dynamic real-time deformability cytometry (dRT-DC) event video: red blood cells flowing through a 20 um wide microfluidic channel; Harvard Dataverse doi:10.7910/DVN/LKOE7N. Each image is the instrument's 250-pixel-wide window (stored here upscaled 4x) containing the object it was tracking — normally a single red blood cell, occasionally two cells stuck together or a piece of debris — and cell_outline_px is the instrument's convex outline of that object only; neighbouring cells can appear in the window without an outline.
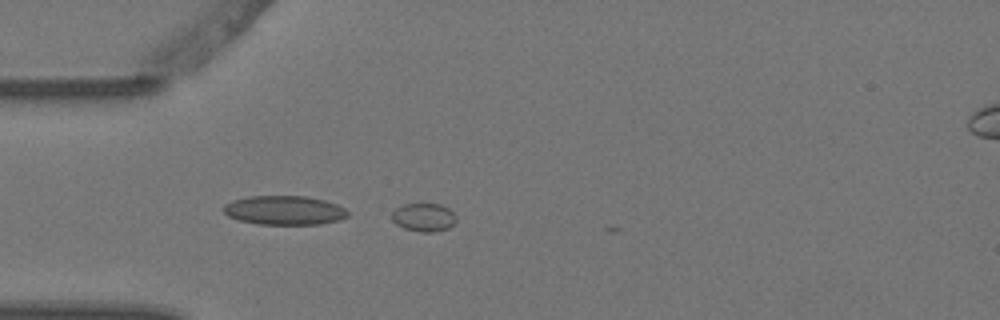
{"species": "Egyptian fruit bat (a non-hibernating species)", "species_latin": "Rousettus aegyptiacus", "temperature_condition": "warm", "stored_images_in_passage": 6, "camera_frame_rate_fps": 3000, "um_per_image_px": 0.085, "animal": {"sex": "female"}, "frame": {"image": 1, "passage_image": 4, "time_ms": 1.0, "image_size_px": [1000, 320], "cell_outline_px": [[456, 220], [448, 228], [432, 232], [420, 232], [404, 228], [396, 224], [392, 220], [392, 212], [396, 208], [404, 204], [440, 204], [448, 208], [456, 216]], "centroid_in_image_um": [36.0, 18.47], "position_along_channel_um": 49.0, "area_um2": 10.52}}